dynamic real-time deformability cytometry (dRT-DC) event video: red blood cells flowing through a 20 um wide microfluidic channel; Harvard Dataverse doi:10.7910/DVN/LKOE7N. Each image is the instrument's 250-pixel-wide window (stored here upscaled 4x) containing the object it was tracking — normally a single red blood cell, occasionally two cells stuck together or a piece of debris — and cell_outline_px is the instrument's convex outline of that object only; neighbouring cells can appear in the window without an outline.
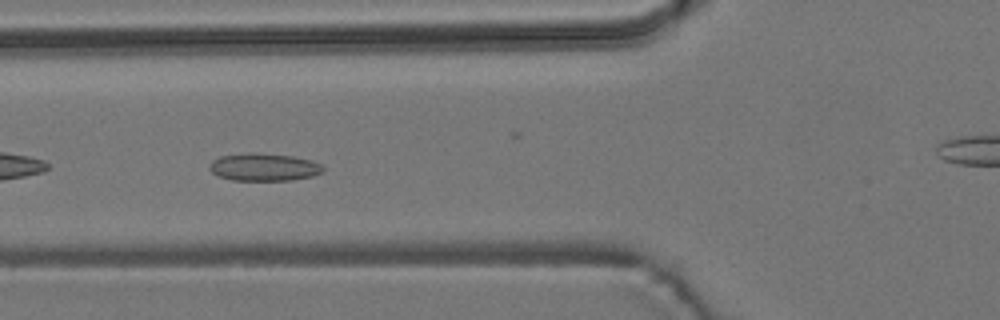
{"species": "common noctule bat (a hibernating species)", "species_latin": "Nyctalus noctula", "temperature_condition": "room temperature", "stored_images_in_passage": 16, "camera_frame_rate_fps": 3000, "um_per_image_px": 0.085, "animal": {"sex": "male", "body_mass_g": 19.2, "forearm_length_mm": 51.8}, "frame": {"image": 1, "passage_image": 6, "time_ms": 5.667, "image_size_px": [1000, 320], "cell_outline_px": [[324, 172], [312, 176], [292, 180], [232, 180], [220, 176], [212, 172], [208, 168], [212, 160], [220, 156], [248, 152], [256, 152], [292, 156], [312, 160], [320, 164], [324, 168]], "centroid_in_image_um": [22.44, 14.19], "position_along_channel_um": 103.4, "area_um2": 18.38}}
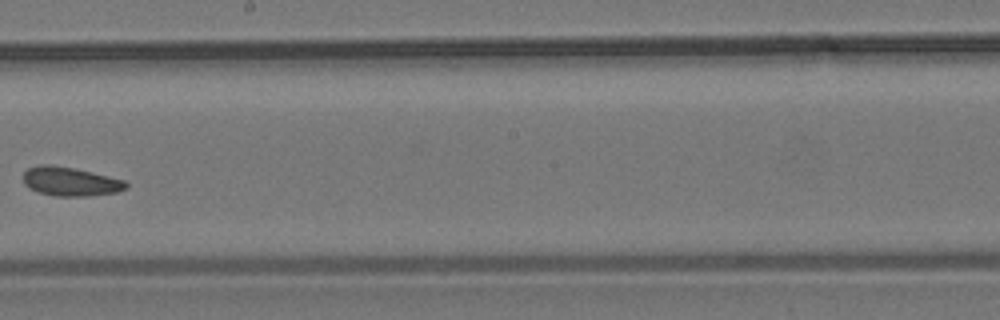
{"frame": {"image": 2, "passage_image": 9, "time_ms": 9.333, "image_size_px": [1000, 320], "cell_outline_px": [[128, 188], [116, 192], [88, 196], [52, 196], [36, 192], [24, 184], [24, 172], [28, 168], [40, 164], [52, 164], [92, 172], [124, 180], [128, 184]], "centroid_in_image_um": [5.96, 15.43], "position_along_channel_um": 242.2, "area_um2": 17.4}}
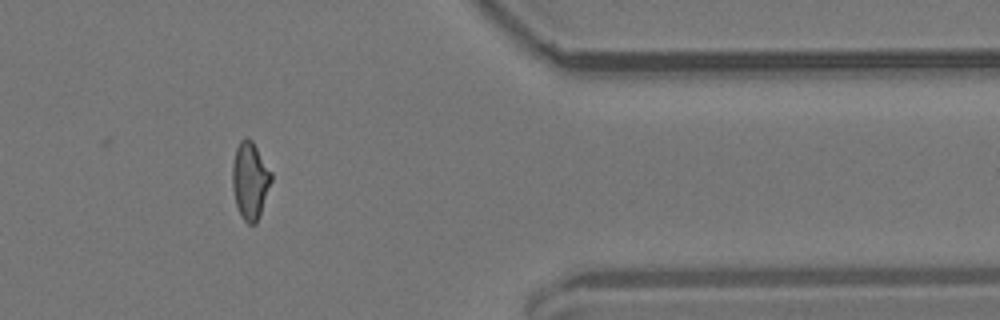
{"frame": {"image": 3, "passage_image": 14, "time_ms": 16.0, "image_size_px": [1000, 320], "cell_outline_px": [[272, 180], [256, 224], [248, 224], [244, 220], [236, 204], [232, 188], [232, 164], [236, 148], [240, 140], [248, 136], [252, 140], [272, 172]], "centroid_in_image_um": [21.25, 15.31], "position_along_channel_um": 390.1, "area_um2": 17.46}, "authors_computed_cell_mechanics": {"area_um2": 17.5712, "velocity_mm_per_s": 3.786, "shape_relaxation_time_tau1_ms": null, "shape_relaxation_time_tau2_ms": 2.4431, "deformation_change_tau1": null, "deformation_change_tau2": 0.0794}}